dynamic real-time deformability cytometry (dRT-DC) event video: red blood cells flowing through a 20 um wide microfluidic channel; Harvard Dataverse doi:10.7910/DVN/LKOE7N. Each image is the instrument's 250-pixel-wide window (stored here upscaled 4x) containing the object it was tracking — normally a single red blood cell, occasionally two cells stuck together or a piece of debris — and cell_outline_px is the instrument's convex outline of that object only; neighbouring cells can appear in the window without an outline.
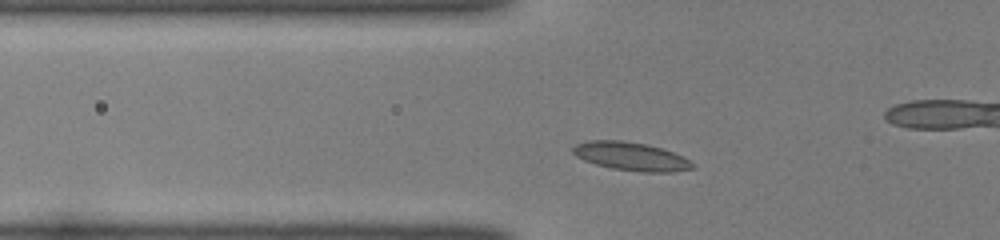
{"species": "common noctule bat (a hibernating species)", "species_latin": "Nyctalus noctula", "temperature_condition": "room temperature", "stored_images_in_passage": 46, "camera_frame_rate_fps": 3000, "um_per_image_px": 0.085, "animal": {"sex": "female", "body_mass_g": 22.0, "forearm_length_mm": 56.7}, "frame": {"image": 1, "passage_image": 13, "time_ms": 4.0, "image_size_px": [1000, 240], "cell_outline_px": [[696, 168], [672, 172], [640, 172], [612, 168], [596, 164], [584, 160], [576, 156], [572, 152], [572, 148], [576, 144], [588, 140], [620, 140], [648, 144], [684, 156], [696, 164]], "centroid_in_image_um": [53.67, 13.29], "position_along_channel_um": 72.1, "area_um2": 19.94}}
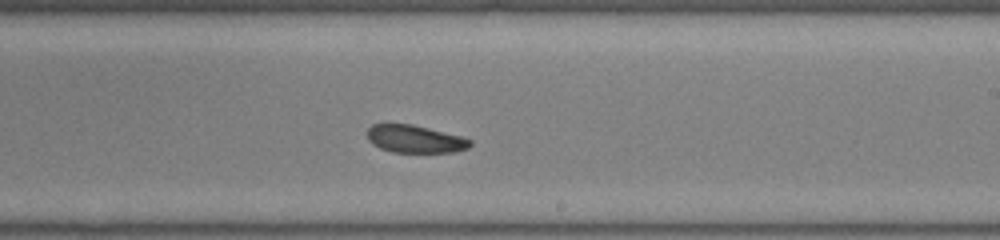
{"frame": {"image": 2, "passage_image": 27, "time_ms": 8.667, "image_size_px": [1000, 240], "cell_outline_px": [[472, 144], [468, 148], [456, 152], [392, 152], [380, 148], [372, 144], [368, 140], [368, 128], [372, 124], [412, 124], [460, 136], [472, 140]], "centroid_in_image_um": [35.27, 11.82], "position_along_channel_um": 253.7, "area_um2": 16.53}}
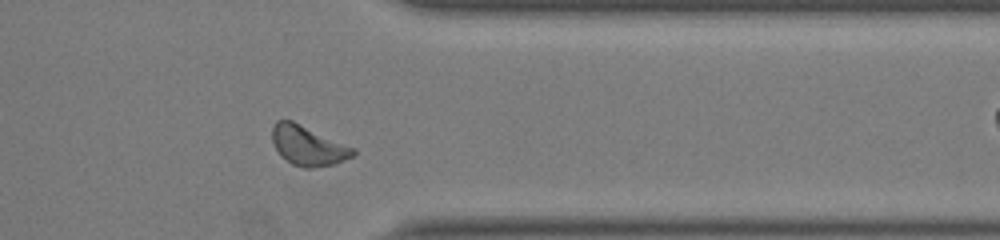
{"frame": {"image": 3, "passage_image": 37, "time_ms": 12.0, "image_size_px": [1000, 240], "cell_outline_px": [[356, 152], [352, 156], [332, 164], [312, 168], [304, 168], [292, 164], [280, 156], [272, 140], [272, 128], [276, 120], [292, 120], [356, 148]], "centroid_in_image_um": [26.17, 12.37], "position_along_channel_um": 385.2, "area_um2": 18.67}, "authors_computed_cell_mechanics": {"area_um2": 18.3226, "velocity_mm_per_s": 3.9769, "shape_relaxation_time_tau1_ms": 2.5468, "shape_relaxation_time_tau2_ms": 2.1885, "deformation_change_tau1": 0.055, "deformation_change_tau2": 0.0599}}